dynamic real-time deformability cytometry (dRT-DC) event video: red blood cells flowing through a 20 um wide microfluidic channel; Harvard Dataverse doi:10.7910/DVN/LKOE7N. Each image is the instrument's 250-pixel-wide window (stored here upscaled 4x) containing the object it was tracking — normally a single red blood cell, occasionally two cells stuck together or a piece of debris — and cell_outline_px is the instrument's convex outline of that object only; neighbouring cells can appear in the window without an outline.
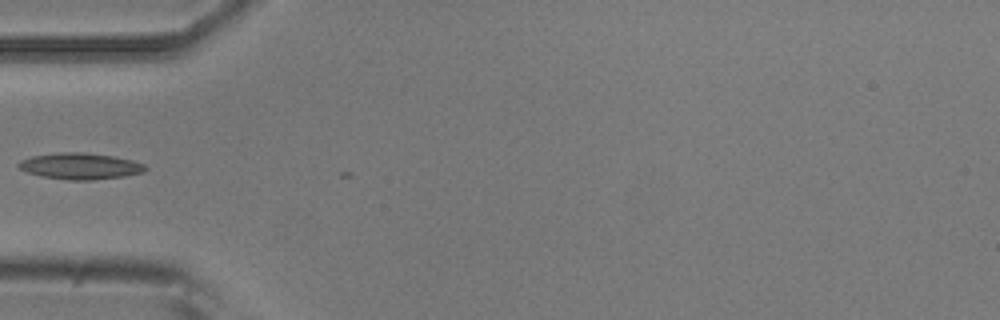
{"species": "common noctule bat (a hibernating species)", "species_latin": "Nyctalus noctula", "temperature_condition": "room temperature", "stored_images_in_passage": 6, "camera_frame_rate_fps": 3000, "um_per_image_px": 0.085, "animal": {"sex": "male", "body_mass_g": 20.5, "forearm_length_mm": 52.5}, "frame": {"image": 1, "passage_image": 1, "time_ms": 0.0, "image_size_px": [1000, 320], "cell_outline_px": [[148, 168], [144, 172], [124, 176], [92, 180], [68, 180], [44, 176], [28, 172], [20, 168], [16, 164], [20, 160], [32, 156], [60, 152], [84, 152], [112, 156], [132, 160], [144, 164]], "centroid_in_image_um": [6.83, 14.11], "position_along_channel_um": 78.2, "area_um2": 19.31}}
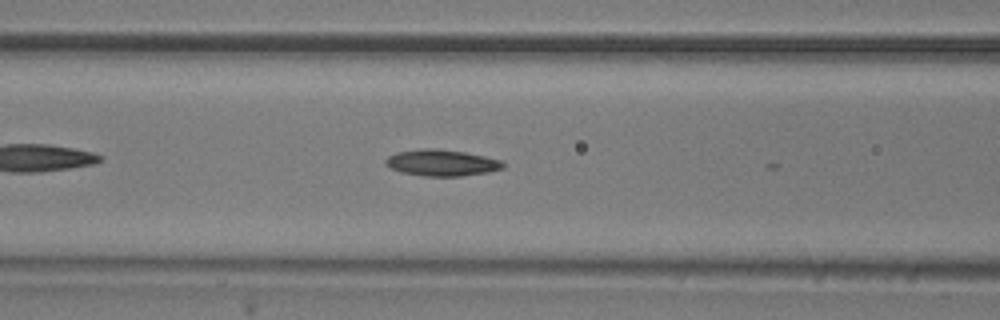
{"frame": {"image": 2, "passage_image": 5, "time_ms": 1.333, "image_size_px": [1000, 320], "cell_outline_px": [[504, 168], [488, 172], [460, 176], [424, 176], [400, 172], [388, 168], [384, 164], [384, 160], [388, 156], [396, 152], [420, 148], [436, 148], [464, 152], [484, 156], [500, 160], [504, 164]], "centroid_in_image_um": [37.47, 13.83], "position_along_channel_um": 129.1, "area_um2": 18.21}}